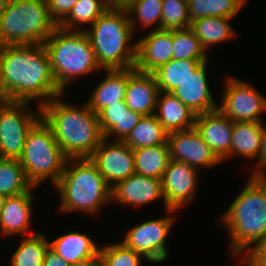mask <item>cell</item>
I'll return each mask as SVG.
<instances>
[{
  "label": "cell",
  "mask_w": 266,
  "mask_h": 266,
  "mask_svg": "<svg viewBox=\"0 0 266 266\" xmlns=\"http://www.w3.org/2000/svg\"><path fill=\"white\" fill-rule=\"evenodd\" d=\"M222 103L218 109L233 122H263L266 99L257 90L238 78L227 77Z\"/></svg>",
  "instance_id": "cell-11"
},
{
  "label": "cell",
  "mask_w": 266,
  "mask_h": 266,
  "mask_svg": "<svg viewBox=\"0 0 266 266\" xmlns=\"http://www.w3.org/2000/svg\"><path fill=\"white\" fill-rule=\"evenodd\" d=\"M194 127L221 162L230 154L234 122L219 109L198 114Z\"/></svg>",
  "instance_id": "cell-16"
},
{
  "label": "cell",
  "mask_w": 266,
  "mask_h": 266,
  "mask_svg": "<svg viewBox=\"0 0 266 266\" xmlns=\"http://www.w3.org/2000/svg\"><path fill=\"white\" fill-rule=\"evenodd\" d=\"M143 117L130 110L124 101L104 108L99 114V125L104 138L117 135V140L124 141L132 129Z\"/></svg>",
  "instance_id": "cell-23"
},
{
  "label": "cell",
  "mask_w": 266,
  "mask_h": 266,
  "mask_svg": "<svg viewBox=\"0 0 266 266\" xmlns=\"http://www.w3.org/2000/svg\"><path fill=\"white\" fill-rule=\"evenodd\" d=\"M33 185L18 159L0 158V192L6 197L28 192Z\"/></svg>",
  "instance_id": "cell-31"
},
{
  "label": "cell",
  "mask_w": 266,
  "mask_h": 266,
  "mask_svg": "<svg viewBox=\"0 0 266 266\" xmlns=\"http://www.w3.org/2000/svg\"><path fill=\"white\" fill-rule=\"evenodd\" d=\"M90 159L111 188L135 173L134 152L124 141L103 138Z\"/></svg>",
  "instance_id": "cell-13"
},
{
  "label": "cell",
  "mask_w": 266,
  "mask_h": 266,
  "mask_svg": "<svg viewBox=\"0 0 266 266\" xmlns=\"http://www.w3.org/2000/svg\"><path fill=\"white\" fill-rule=\"evenodd\" d=\"M18 160L34 187L47 178L54 186L58 183L67 158L55 140L52 129L42 117L28 132L22 155Z\"/></svg>",
  "instance_id": "cell-8"
},
{
  "label": "cell",
  "mask_w": 266,
  "mask_h": 266,
  "mask_svg": "<svg viewBox=\"0 0 266 266\" xmlns=\"http://www.w3.org/2000/svg\"><path fill=\"white\" fill-rule=\"evenodd\" d=\"M70 266H102V262L98 253L95 257L78 261L74 264H70Z\"/></svg>",
  "instance_id": "cell-42"
},
{
  "label": "cell",
  "mask_w": 266,
  "mask_h": 266,
  "mask_svg": "<svg viewBox=\"0 0 266 266\" xmlns=\"http://www.w3.org/2000/svg\"><path fill=\"white\" fill-rule=\"evenodd\" d=\"M6 196L0 192V216H1V212L3 210V205L5 202Z\"/></svg>",
  "instance_id": "cell-45"
},
{
  "label": "cell",
  "mask_w": 266,
  "mask_h": 266,
  "mask_svg": "<svg viewBox=\"0 0 266 266\" xmlns=\"http://www.w3.org/2000/svg\"><path fill=\"white\" fill-rule=\"evenodd\" d=\"M206 63L203 62L193 74L171 92L197 115L218 109V104L213 99L207 84Z\"/></svg>",
  "instance_id": "cell-19"
},
{
  "label": "cell",
  "mask_w": 266,
  "mask_h": 266,
  "mask_svg": "<svg viewBox=\"0 0 266 266\" xmlns=\"http://www.w3.org/2000/svg\"><path fill=\"white\" fill-rule=\"evenodd\" d=\"M245 266H266V237L259 241L246 255H244Z\"/></svg>",
  "instance_id": "cell-39"
},
{
  "label": "cell",
  "mask_w": 266,
  "mask_h": 266,
  "mask_svg": "<svg viewBox=\"0 0 266 266\" xmlns=\"http://www.w3.org/2000/svg\"><path fill=\"white\" fill-rule=\"evenodd\" d=\"M29 103L5 100L1 104L0 158L21 157L28 132L41 118V106H38V113L35 114L28 109Z\"/></svg>",
  "instance_id": "cell-9"
},
{
  "label": "cell",
  "mask_w": 266,
  "mask_h": 266,
  "mask_svg": "<svg viewBox=\"0 0 266 266\" xmlns=\"http://www.w3.org/2000/svg\"><path fill=\"white\" fill-rule=\"evenodd\" d=\"M85 30L90 38L98 64L104 69L135 67L137 41L130 44L133 28L127 10L112 6Z\"/></svg>",
  "instance_id": "cell-4"
},
{
  "label": "cell",
  "mask_w": 266,
  "mask_h": 266,
  "mask_svg": "<svg viewBox=\"0 0 266 266\" xmlns=\"http://www.w3.org/2000/svg\"><path fill=\"white\" fill-rule=\"evenodd\" d=\"M102 266H140L142 255L126 247L122 242L100 247Z\"/></svg>",
  "instance_id": "cell-36"
},
{
  "label": "cell",
  "mask_w": 266,
  "mask_h": 266,
  "mask_svg": "<svg viewBox=\"0 0 266 266\" xmlns=\"http://www.w3.org/2000/svg\"><path fill=\"white\" fill-rule=\"evenodd\" d=\"M43 266H70L62 257H59L50 247L48 248Z\"/></svg>",
  "instance_id": "cell-41"
},
{
  "label": "cell",
  "mask_w": 266,
  "mask_h": 266,
  "mask_svg": "<svg viewBox=\"0 0 266 266\" xmlns=\"http://www.w3.org/2000/svg\"><path fill=\"white\" fill-rule=\"evenodd\" d=\"M197 168L181 161L170 160L162 178L165 210L176 212L191 203L198 182Z\"/></svg>",
  "instance_id": "cell-12"
},
{
  "label": "cell",
  "mask_w": 266,
  "mask_h": 266,
  "mask_svg": "<svg viewBox=\"0 0 266 266\" xmlns=\"http://www.w3.org/2000/svg\"><path fill=\"white\" fill-rule=\"evenodd\" d=\"M168 133L155 115L143 116L124 140L132 150L167 143Z\"/></svg>",
  "instance_id": "cell-29"
},
{
  "label": "cell",
  "mask_w": 266,
  "mask_h": 266,
  "mask_svg": "<svg viewBox=\"0 0 266 266\" xmlns=\"http://www.w3.org/2000/svg\"><path fill=\"white\" fill-rule=\"evenodd\" d=\"M233 18L227 17H201L191 21L190 29L200 40L202 47L206 50L212 45L231 40L236 37L228 21Z\"/></svg>",
  "instance_id": "cell-26"
},
{
  "label": "cell",
  "mask_w": 266,
  "mask_h": 266,
  "mask_svg": "<svg viewBox=\"0 0 266 266\" xmlns=\"http://www.w3.org/2000/svg\"><path fill=\"white\" fill-rule=\"evenodd\" d=\"M60 194L59 211L95 214L111 201L112 188L90 158L67 159L64 171L54 186Z\"/></svg>",
  "instance_id": "cell-5"
},
{
  "label": "cell",
  "mask_w": 266,
  "mask_h": 266,
  "mask_svg": "<svg viewBox=\"0 0 266 266\" xmlns=\"http://www.w3.org/2000/svg\"><path fill=\"white\" fill-rule=\"evenodd\" d=\"M60 99L58 96L43 104L41 117L67 159L90 158L104 138L98 115L86 102L77 108Z\"/></svg>",
  "instance_id": "cell-2"
},
{
  "label": "cell",
  "mask_w": 266,
  "mask_h": 266,
  "mask_svg": "<svg viewBox=\"0 0 266 266\" xmlns=\"http://www.w3.org/2000/svg\"><path fill=\"white\" fill-rule=\"evenodd\" d=\"M156 110L154 115L168 134L194 128L197 114L172 93L160 91Z\"/></svg>",
  "instance_id": "cell-21"
},
{
  "label": "cell",
  "mask_w": 266,
  "mask_h": 266,
  "mask_svg": "<svg viewBox=\"0 0 266 266\" xmlns=\"http://www.w3.org/2000/svg\"><path fill=\"white\" fill-rule=\"evenodd\" d=\"M190 24L187 0H163L161 30L186 29Z\"/></svg>",
  "instance_id": "cell-37"
},
{
  "label": "cell",
  "mask_w": 266,
  "mask_h": 266,
  "mask_svg": "<svg viewBox=\"0 0 266 266\" xmlns=\"http://www.w3.org/2000/svg\"><path fill=\"white\" fill-rule=\"evenodd\" d=\"M172 216H165L137 224L127 231L122 243L142 255L150 263L163 262L169 255L166 239L173 227V223H175V218Z\"/></svg>",
  "instance_id": "cell-10"
},
{
  "label": "cell",
  "mask_w": 266,
  "mask_h": 266,
  "mask_svg": "<svg viewBox=\"0 0 266 266\" xmlns=\"http://www.w3.org/2000/svg\"><path fill=\"white\" fill-rule=\"evenodd\" d=\"M160 93L155 75L128 68V86L124 102L127 107L143 116L153 115L156 111Z\"/></svg>",
  "instance_id": "cell-18"
},
{
  "label": "cell",
  "mask_w": 266,
  "mask_h": 266,
  "mask_svg": "<svg viewBox=\"0 0 266 266\" xmlns=\"http://www.w3.org/2000/svg\"><path fill=\"white\" fill-rule=\"evenodd\" d=\"M262 144L261 151L257 159L256 168L251 176H266V125H262Z\"/></svg>",
  "instance_id": "cell-40"
},
{
  "label": "cell",
  "mask_w": 266,
  "mask_h": 266,
  "mask_svg": "<svg viewBox=\"0 0 266 266\" xmlns=\"http://www.w3.org/2000/svg\"><path fill=\"white\" fill-rule=\"evenodd\" d=\"M0 95L7 101L38 99V106L63 95L43 44L0 46Z\"/></svg>",
  "instance_id": "cell-1"
},
{
  "label": "cell",
  "mask_w": 266,
  "mask_h": 266,
  "mask_svg": "<svg viewBox=\"0 0 266 266\" xmlns=\"http://www.w3.org/2000/svg\"><path fill=\"white\" fill-rule=\"evenodd\" d=\"M49 242L41 232L25 237L12 254L10 266H43Z\"/></svg>",
  "instance_id": "cell-30"
},
{
  "label": "cell",
  "mask_w": 266,
  "mask_h": 266,
  "mask_svg": "<svg viewBox=\"0 0 266 266\" xmlns=\"http://www.w3.org/2000/svg\"><path fill=\"white\" fill-rule=\"evenodd\" d=\"M221 217L230 235V251L233 256H241L242 253L245 255L264 239L266 237V176H250L246 187Z\"/></svg>",
  "instance_id": "cell-3"
},
{
  "label": "cell",
  "mask_w": 266,
  "mask_h": 266,
  "mask_svg": "<svg viewBox=\"0 0 266 266\" xmlns=\"http://www.w3.org/2000/svg\"><path fill=\"white\" fill-rule=\"evenodd\" d=\"M247 0H187L190 21L201 17L233 18Z\"/></svg>",
  "instance_id": "cell-33"
},
{
  "label": "cell",
  "mask_w": 266,
  "mask_h": 266,
  "mask_svg": "<svg viewBox=\"0 0 266 266\" xmlns=\"http://www.w3.org/2000/svg\"><path fill=\"white\" fill-rule=\"evenodd\" d=\"M78 0H47L50 18L57 26L69 15Z\"/></svg>",
  "instance_id": "cell-38"
},
{
  "label": "cell",
  "mask_w": 266,
  "mask_h": 266,
  "mask_svg": "<svg viewBox=\"0 0 266 266\" xmlns=\"http://www.w3.org/2000/svg\"><path fill=\"white\" fill-rule=\"evenodd\" d=\"M164 199L161 179L134 173L111 190V200L126 206H141Z\"/></svg>",
  "instance_id": "cell-17"
},
{
  "label": "cell",
  "mask_w": 266,
  "mask_h": 266,
  "mask_svg": "<svg viewBox=\"0 0 266 266\" xmlns=\"http://www.w3.org/2000/svg\"><path fill=\"white\" fill-rule=\"evenodd\" d=\"M167 144L171 160L184 162L197 169L222 163L195 127L169 133Z\"/></svg>",
  "instance_id": "cell-14"
},
{
  "label": "cell",
  "mask_w": 266,
  "mask_h": 266,
  "mask_svg": "<svg viewBox=\"0 0 266 266\" xmlns=\"http://www.w3.org/2000/svg\"><path fill=\"white\" fill-rule=\"evenodd\" d=\"M43 45L53 77L63 93L76 77L102 69L85 30H65L57 26Z\"/></svg>",
  "instance_id": "cell-6"
},
{
  "label": "cell",
  "mask_w": 266,
  "mask_h": 266,
  "mask_svg": "<svg viewBox=\"0 0 266 266\" xmlns=\"http://www.w3.org/2000/svg\"><path fill=\"white\" fill-rule=\"evenodd\" d=\"M173 58V30H153L137 40L135 69L153 73Z\"/></svg>",
  "instance_id": "cell-15"
},
{
  "label": "cell",
  "mask_w": 266,
  "mask_h": 266,
  "mask_svg": "<svg viewBox=\"0 0 266 266\" xmlns=\"http://www.w3.org/2000/svg\"><path fill=\"white\" fill-rule=\"evenodd\" d=\"M135 173L161 179L170 162L168 144L141 147L133 150Z\"/></svg>",
  "instance_id": "cell-28"
},
{
  "label": "cell",
  "mask_w": 266,
  "mask_h": 266,
  "mask_svg": "<svg viewBox=\"0 0 266 266\" xmlns=\"http://www.w3.org/2000/svg\"><path fill=\"white\" fill-rule=\"evenodd\" d=\"M129 0H108L112 6H124Z\"/></svg>",
  "instance_id": "cell-43"
},
{
  "label": "cell",
  "mask_w": 266,
  "mask_h": 266,
  "mask_svg": "<svg viewBox=\"0 0 266 266\" xmlns=\"http://www.w3.org/2000/svg\"><path fill=\"white\" fill-rule=\"evenodd\" d=\"M56 27L47 0H9L0 16V46L43 44Z\"/></svg>",
  "instance_id": "cell-7"
},
{
  "label": "cell",
  "mask_w": 266,
  "mask_h": 266,
  "mask_svg": "<svg viewBox=\"0 0 266 266\" xmlns=\"http://www.w3.org/2000/svg\"><path fill=\"white\" fill-rule=\"evenodd\" d=\"M208 59H171L153 72L159 90L171 93L181 85L196 69Z\"/></svg>",
  "instance_id": "cell-27"
},
{
  "label": "cell",
  "mask_w": 266,
  "mask_h": 266,
  "mask_svg": "<svg viewBox=\"0 0 266 266\" xmlns=\"http://www.w3.org/2000/svg\"><path fill=\"white\" fill-rule=\"evenodd\" d=\"M20 195L6 197L0 216L1 236L13 234L29 235L34 196L32 189Z\"/></svg>",
  "instance_id": "cell-20"
},
{
  "label": "cell",
  "mask_w": 266,
  "mask_h": 266,
  "mask_svg": "<svg viewBox=\"0 0 266 266\" xmlns=\"http://www.w3.org/2000/svg\"><path fill=\"white\" fill-rule=\"evenodd\" d=\"M123 7L127 10L133 32L138 23L143 29L158 23L153 30L161 29L163 0H129Z\"/></svg>",
  "instance_id": "cell-34"
},
{
  "label": "cell",
  "mask_w": 266,
  "mask_h": 266,
  "mask_svg": "<svg viewBox=\"0 0 266 266\" xmlns=\"http://www.w3.org/2000/svg\"><path fill=\"white\" fill-rule=\"evenodd\" d=\"M50 248L67 263L74 264L95 257L100 247L88 235L70 232L49 242Z\"/></svg>",
  "instance_id": "cell-24"
},
{
  "label": "cell",
  "mask_w": 266,
  "mask_h": 266,
  "mask_svg": "<svg viewBox=\"0 0 266 266\" xmlns=\"http://www.w3.org/2000/svg\"><path fill=\"white\" fill-rule=\"evenodd\" d=\"M112 5L108 0H78L69 15L58 25L65 30H79L75 28L81 24H94Z\"/></svg>",
  "instance_id": "cell-32"
},
{
  "label": "cell",
  "mask_w": 266,
  "mask_h": 266,
  "mask_svg": "<svg viewBox=\"0 0 266 266\" xmlns=\"http://www.w3.org/2000/svg\"><path fill=\"white\" fill-rule=\"evenodd\" d=\"M5 101L4 97L0 95V106Z\"/></svg>",
  "instance_id": "cell-46"
},
{
  "label": "cell",
  "mask_w": 266,
  "mask_h": 266,
  "mask_svg": "<svg viewBox=\"0 0 266 266\" xmlns=\"http://www.w3.org/2000/svg\"><path fill=\"white\" fill-rule=\"evenodd\" d=\"M9 0H0V16L6 10Z\"/></svg>",
  "instance_id": "cell-44"
},
{
  "label": "cell",
  "mask_w": 266,
  "mask_h": 266,
  "mask_svg": "<svg viewBox=\"0 0 266 266\" xmlns=\"http://www.w3.org/2000/svg\"><path fill=\"white\" fill-rule=\"evenodd\" d=\"M173 59H208L206 50L190 28L173 30Z\"/></svg>",
  "instance_id": "cell-35"
},
{
  "label": "cell",
  "mask_w": 266,
  "mask_h": 266,
  "mask_svg": "<svg viewBox=\"0 0 266 266\" xmlns=\"http://www.w3.org/2000/svg\"><path fill=\"white\" fill-rule=\"evenodd\" d=\"M106 77L97 85L86 101L97 115L106 107L124 101L128 86V68L104 69Z\"/></svg>",
  "instance_id": "cell-22"
},
{
  "label": "cell",
  "mask_w": 266,
  "mask_h": 266,
  "mask_svg": "<svg viewBox=\"0 0 266 266\" xmlns=\"http://www.w3.org/2000/svg\"><path fill=\"white\" fill-rule=\"evenodd\" d=\"M263 122H234L230 154L223 160L238 155L242 158H257L261 151Z\"/></svg>",
  "instance_id": "cell-25"
}]
</instances>
